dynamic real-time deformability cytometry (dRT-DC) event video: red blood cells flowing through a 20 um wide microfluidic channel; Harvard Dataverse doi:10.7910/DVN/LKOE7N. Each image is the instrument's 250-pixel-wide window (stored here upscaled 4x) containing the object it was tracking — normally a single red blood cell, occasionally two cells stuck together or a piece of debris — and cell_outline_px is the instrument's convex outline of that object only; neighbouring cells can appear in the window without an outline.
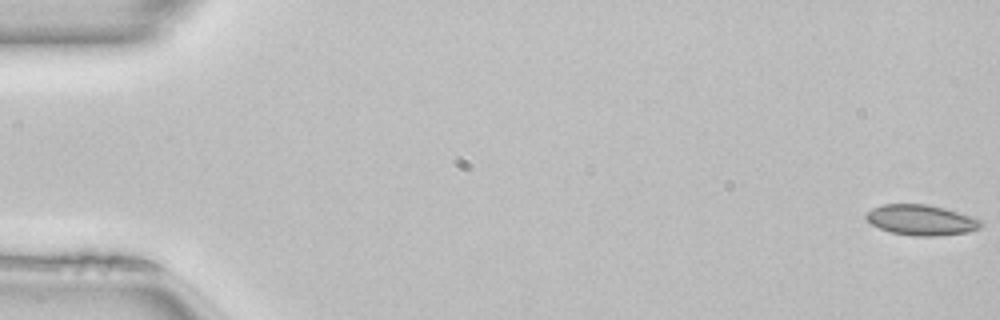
{"species": "common noctule bat (a hibernating species)", "species_latin": "Nyctalus noctula", "temperature_condition": "room temperature", "stored_images_in_passage": 51, "camera_frame_rate_fps": 3000, "um_per_image_px": 0.085, "animal": {"sex": "female", "body_mass_g": 22.7, "forearm_length_mm": 54.2}, "frame": {"image": 1, "passage_image": 1, "time_ms": 0.0, "image_size_px": [1000, 320], "cell_outline_px": [[984, 224], [980, 228], [968, 232], [936, 236], [912, 236], [892, 232], [880, 228], [872, 224], [864, 216], [872, 208], [880, 204], [928, 204], [944, 208], [980, 220]], "centroid_in_image_um": [78.28, 18.7], "position_along_channel_um": 6.7, "area_um2": 20.23}}
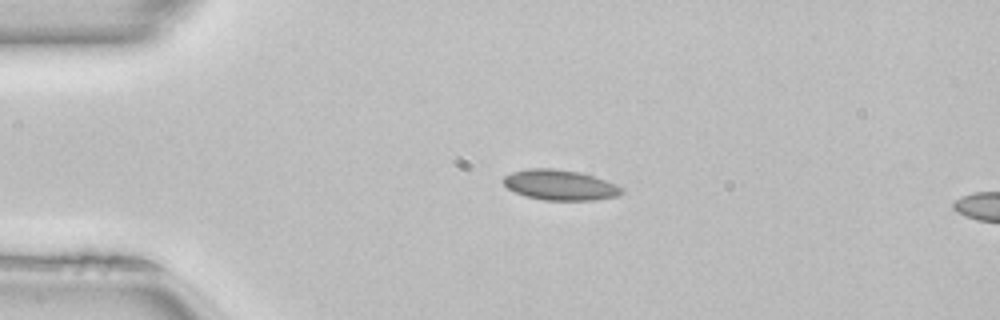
{"frame": {"image": 2, "passage_image": 12, "time_ms": 3.667, "image_size_px": [1000, 320], "cell_outline_px": [[624, 192], [616, 196], [592, 200], [544, 200], [524, 196], [508, 188], [504, 184], [504, 176], [512, 172], [528, 168], [552, 168], [580, 172], [616, 184]], "centroid_in_image_um": [47.57, 15.72], "position_along_channel_um": 37.4, "area_um2": 20.69}}
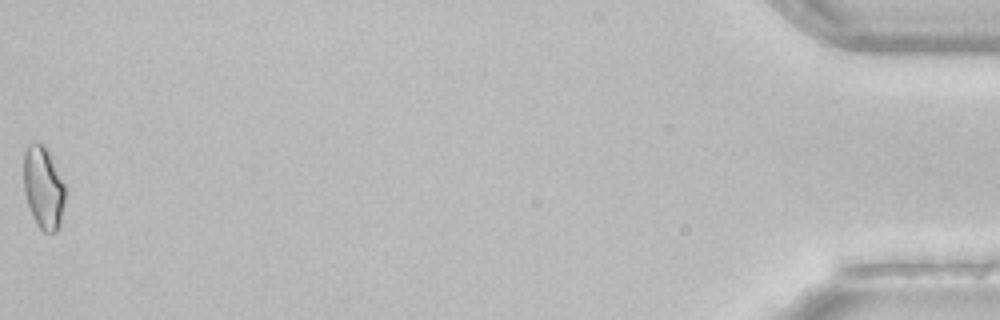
{"frame": {"image": 3, "passage_image": 51, "time_ms": 16.667, "image_size_px": [1000, 320], "cell_outline_px": [[64, 200], [60, 224], [56, 232], [44, 232], [36, 224], [32, 216], [24, 192], [24, 152], [28, 144], [44, 144], [48, 148], [64, 184]], "centroid_in_image_um": [3.68, 15.94], "position_along_channel_um": 431.5, "area_um2": 19.83}, "authors_computed_cell_mechanics": {"area_um2": 19.7098, "velocity_mm_per_s": 4.0868, "shape_relaxation_time_tau1_ms": null, "shape_relaxation_time_tau2_ms": 1.0779, "deformation_change_tau1": null, "deformation_change_tau2": 0.0389}}